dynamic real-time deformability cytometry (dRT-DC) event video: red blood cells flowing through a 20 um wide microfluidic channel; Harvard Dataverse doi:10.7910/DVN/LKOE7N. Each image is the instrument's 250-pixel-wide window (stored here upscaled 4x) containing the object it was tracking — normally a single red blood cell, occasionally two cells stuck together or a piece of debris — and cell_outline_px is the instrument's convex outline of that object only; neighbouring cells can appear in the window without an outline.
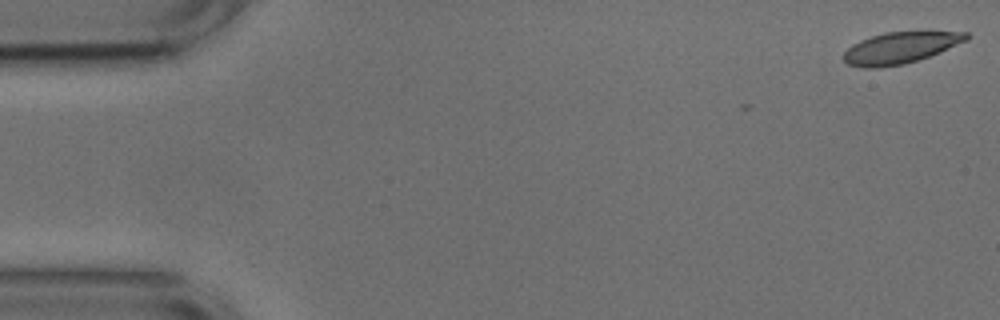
{"species": "common noctule bat (a hibernating species)", "species_latin": "Nyctalus noctula", "temperature_condition": "cold", "stored_images_in_passage": 11, "camera_frame_rate_fps": 3000, "um_per_image_px": 0.085, "animal": {"sex": "male", "body_mass_g": 17.9, "forearm_length_mm": 54.2}, "frame": {"image": 1, "passage_image": 1, "time_ms": 0.0, "image_size_px": [1000, 320], "cell_outline_px": [[972, 36], [968, 40], [940, 52], [904, 64], [880, 68], [864, 68], [848, 64], [844, 60], [844, 52], [852, 44], [860, 40], [884, 32], [968, 32]], "centroid_in_image_um": [76.53, 4.06], "position_along_channel_um": 8.5, "area_um2": 22.37}}